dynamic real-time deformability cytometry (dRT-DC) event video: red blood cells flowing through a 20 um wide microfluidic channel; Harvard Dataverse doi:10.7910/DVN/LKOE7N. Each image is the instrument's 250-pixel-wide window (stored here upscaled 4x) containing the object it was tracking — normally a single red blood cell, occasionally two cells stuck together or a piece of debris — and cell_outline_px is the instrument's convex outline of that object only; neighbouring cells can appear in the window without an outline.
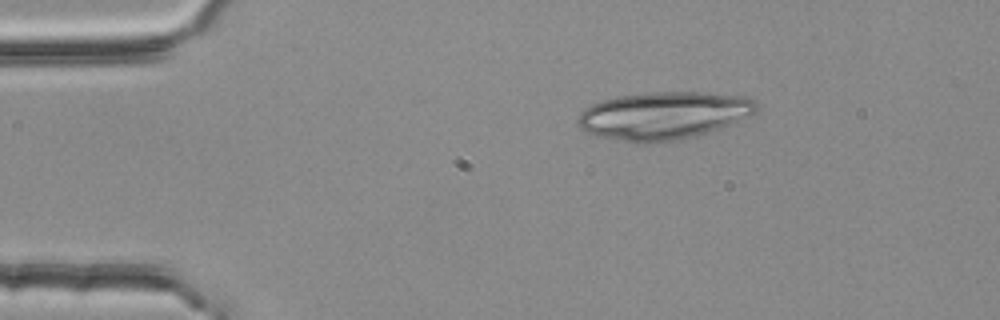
{"species": "common noctule bat (a hibernating species)", "species_latin": "Nyctalus noctula", "temperature_condition": "room temperature", "stored_images_in_passage": 45, "camera_frame_rate_fps": 3000, "um_per_image_px": 0.085, "animal": {"sex": "female", "body_mass_g": 25.1}, "frame": {"image": 1, "passage_image": 1, "time_ms": 0.0, "image_size_px": [1000, 320], "cell_outline_px": [[760, 104], [756, 112], [748, 116], [728, 124], [696, 136], [676, 140], [644, 144], [636, 144], [596, 136], [584, 132], [576, 124], [576, 120], [580, 112], [584, 108], [592, 104], [616, 96], [644, 92], [708, 92], [748, 96], [756, 100]], "centroid_in_image_um": [56.37, 9.82], "position_along_channel_um": 28.6, "area_um2": 50.34}}
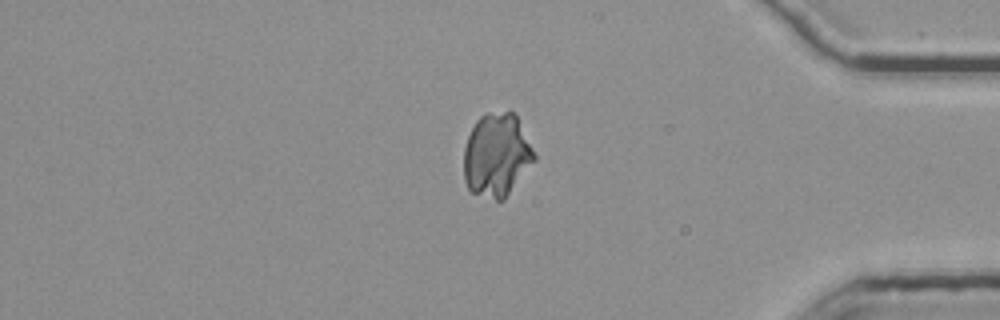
{"frame": {"image": 2, "passage_image": 37, "time_ms": 12.0, "image_size_px": [1000, 320], "cell_outline_px": [[536, 160], [504, 200], [496, 200], [472, 192], [468, 188], [464, 180], [464, 148], [468, 136], [476, 120], [480, 116], [488, 112], [512, 112], [516, 116], [536, 156]], "centroid_in_image_um": [42.21, 13.2], "position_along_channel_um": 393.0, "area_um2": 34.1}}
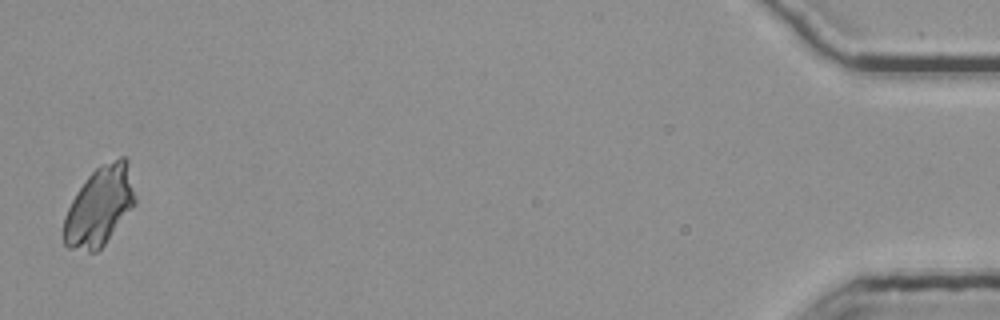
{"frame": {"image": 3, "passage_image": 45, "time_ms": 14.667, "image_size_px": [1000, 320], "cell_outline_px": [[136, 204], [104, 244], [96, 252], [88, 252], [68, 248], [64, 244], [64, 216], [76, 192], [88, 176], [100, 164], [120, 156], [124, 156], [128, 160], [136, 200]], "centroid_in_image_um": [8.47, 17.51], "position_along_channel_um": 426.7, "area_um2": 32.95}}